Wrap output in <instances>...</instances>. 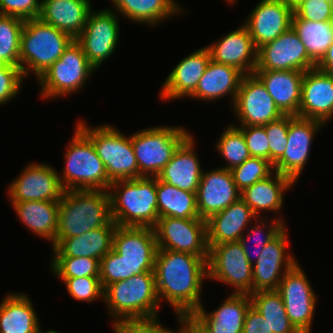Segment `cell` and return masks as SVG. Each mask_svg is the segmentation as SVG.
Returning a JSON list of instances; mask_svg holds the SVG:
<instances>
[{
  "label": "cell",
  "instance_id": "cell-33",
  "mask_svg": "<svg viewBox=\"0 0 333 333\" xmlns=\"http://www.w3.org/2000/svg\"><path fill=\"white\" fill-rule=\"evenodd\" d=\"M10 203L25 227L52 244L55 242L58 229L59 201Z\"/></svg>",
  "mask_w": 333,
  "mask_h": 333
},
{
  "label": "cell",
  "instance_id": "cell-55",
  "mask_svg": "<svg viewBox=\"0 0 333 333\" xmlns=\"http://www.w3.org/2000/svg\"><path fill=\"white\" fill-rule=\"evenodd\" d=\"M36 333H59V332L54 331V330H48L47 332H43V331H41V328H40V326H39V328H38V330H37Z\"/></svg>",
  "mask_w": 333,
  "mask_h": 333
},
{
  "label": "cell",
  "instance_id": "cell-8",
  "mask_svg": "<svg viewBox=\"0 0 333 333\" xmlns=\"http://www.w3.org/2000/svg\"><path fill=\"white\" fill-rule=\"evenodd\" d=\"M84 121L77 126L90 138L99 158L103 161L108 179L128 180L139 178V169L131 142V135L125 136L111 125L89 127Z\"/></svg>",
  "mask_w": 333,
  "mask_h": 333
},
{
  "label": "cell",
  "instance_id": "cell-31",
  "mask_svg": "<svg viewBox=\"0 0 333 333\" xmlns=\"http://www.w3.org/2000/svg\"><path fill=\"white\" fill-rule=\"evenodd\" d=\"M243 76L244 74L233 66L210 60L196 90L189 98L210 102L231 95L233 106Z\"/></svg>",
  "mask_w": 333,
  "mask_h": 333
},
{
  "label": "cell",
  "instance_id": "cell-34",
  "mask_svg": "<svg viewBox=\"0 0 333 333\" xmlns=\"http://www.w3.org/2000/svg\"><path fill=\"white\" fill-rule=\"evenodd\" d=\"M39 319L26 294L7 293L0 303V333H36Z\"/></svg>",
  "mask_w": 333,
  "mask_h": 333
},
{
  "label": "cell",
  "instance_id": "cell-53",
  "mask_svg": "<svg viewBox=\"0 0 333 333\" xmlns=\"http://www.w3.org/2000/svg\"><path fill=\"white\" fill-rule=\"evenodd\" d=\"M315 67L319 70L333 74V42Z\"/></svg>",
  "mask_w": 333,
  "mask_h": 333
},
{
  "label": "cell",
  "instance_id": "cell-27",
  "mask_svg": "<svg viewBox=\"0 0 333 333\" xmlns=\"http://www.w3.org/2000/svg\"><path fill=\"white\" fill-rule=\"evenodd\" d=\"M255 218L251 208L239 198L206 220L207 245L239 241Z\"/></svg>",
  "mask_w": 333,
  "mask_h": 333
},
{
  "label": "cell",
  "instance_id": "cell-3",
  "mask_svg": "<svg viewBox=\"0 0 333 333\" xmlns=\"http://www.w3.org/2000/svg\"><path fill=\"white\" fill-rule=\"evenodd\" d=\"M156 188L157 177L113 181L108 189L111 219L118 226L153 228L159 218Z\"/></svg>",
  "mask_w": 333,
  "mask_h": 333
},
{
  "label": "cell",
  "instance_id": "cell-13",
  "mask_svg": "<svg viewBox=\"0 0 333 333\" xmlns=\"http://www.w3.org/2000/svg\"><path fill=\"white\" fill-rule=\"evenodd\" d=\"M119 27V16L110 8L91 11L88 15L84 29L75 40L96 69L118 48Z\"/></svg>",
  "mask_w": 333,
  "mask_h": 333
},
{
  "label": "cell",
  "instance_id": "cell-48",
  "mask_svg": "<svg viewBox=\"0 0 333 333\" xmlns=\"http://www.w3.org/2000/svg\"><path fill=\"white\" fill-rule=\"evenodd\" d=\"M158 317L125 319L112 323L115 333H173L174 330L162 326Z\"/></svg>",
  "mask_w": 333,
  "mask_h": 333
},
{
  "label": "cell",
  "instance_id": "cell-35",
  "mask_svg": "<svg viewBox=\"0 0 333 333\" xmlns=\"http://www.w3.org/2000/svg\"><path fill=\"white\" fill-rule=\"evenodd\" d=\"M111 2L117 14L120 13L128 20L148 26H156L161 21L180 14L181 10L184 12L176 0H111Z\"/></svg>",
  "mask_w": 333,
  "mask_h": 333
},
{
  "label": "cell",
  "instance_id": "cell-25",
  "mask_svg": "<svg viewBox=\"0 0 333 333\" xmlns=\"http://www.w3.org/2000/svg\"><path fill=\"white\" fill-rule=\"evenodd\" d=\"M194 145V138L190 134L180 144L157 178L184 191L197 193L203 170L194 151Z\"/></svg>",
  "mask_w": 333,
  "mask_h": 333
},
{
  "label": "cell",
  "instance_id": "cell-39",
  "mask_svg": "<svg viewBox=\"0 0 333 333\" xmlns=\"http://www.w3.org/2000/svg\"><path fill=\"white\" fill-rule=\"evenodd\" d=\"M25 20L0 14V62L20 67L21 33Z\"/></svg>",
  "mask_w": 333,
  "mask_h": 333
},
{
  "label": "cell",
  "instance_id": "cell-43",
  "mask_svg": "<svg viewBox=\"0 0 333 333\" xmlns=\"http://www.w3.org/2000/svg\"><path fill=\"white\" fill-rule=\"evenodd\" d=\"M273 172V164L259 157H250L231 169L235 185L240 192L257 181L267 178Z\"/></svg>",
  "mask_w": 333,
  "mask_h": 333
},
{
  "label": "cell",
  "instance_id": "cell-7",
  "mask_svg": "<svg viewBox=\"0 0 333 333\" xmlns=\"http://www.w3.org/2000/svg\"><path fill=\"white\" fill-rule=\"evenodd\" d=\"M73 40L39 18L25 20L20 43V68L24 78L32 72L38 79Z\"/></svg>",
  "mask_w": 333,
  "mask_h": 333
},
{
  "label": "cell",
  "instance_id": "cell-51",
  "mask_svg": "<svg viewBox=\"0 0 333 333\" xmlns=\"http://www.w3.org/2000/svg\"><path fill=\"white\" fill-rule=\"evenodd\" d=\"M242 333H273L267 320L250 305L247 310Z\"/></svg>",
  "mask_w": 333,
  "mask_h": 333
},
{
  "label": "cell",
  "instance_id": "cell-22",
  "mask_svg": "<svg viewBox=\"0 0 333 333\" xmlns=\"http://www.w3.org/2000/svg\"><path fill=\"white\" fill-rule=\"evenodd\" d=\"M299 117L327 123L333 118V74L318 68L304 72Z\"/></svg>",
  "mask_w": 333,
  "mask_h": 333
},
{
  "label": "cell",
  "instance_id": "cell-11",
  "mask_svg": "<svg viewBox=\"0 0 333 333\" xmlns=\"http://www.w3.org/2000/svg\"><path fill=\"white\" fill-rule=\"evenodd\" d=\"M208 248V278L233 286V293H253V268L241 243L227 242Z\"/></svg>",
  "mask_w": 333,
  "mask_h": 333
},
{
  "label": "cell",
  "instance_id": "cell-14",
  "mask_svg": "<svg viewBox=\"0 0 333 333\" xmlns=\"http://www.w3.org/2000/svg\"><path fill=\"white\" fill-rule=\"evenodd\" d=\"M276 291L281 295L286 314L295 328L300 333H312L317 297L298 263L285 273Z\"/></svg>",
  "mask_w": 333,
  "mask_h": 333
},
{
  "label": "cell",
  "instance_id": "cell-32",
  "mask_svg": "<svg viewBox=\"0 0 333 333\" xmlns=\"http://www.w3.org/2000/svg\"><path fill=\"white\" fill-rule=\"evenodd\" d=\"M294 184L290 178L274 171V174L241 191L240 198L251 208L253 214L260 218L262 210L279 213L284 203L285 191Z\"/></svg>",
  "mask_w": 333,
  "mask_h": 333
},
{
  "label": "cell",
  "instance_id": "cell-12",
  "mask_svg": "<svg viewBox=\"0 0 333 333\" xmlns=\"http://www.w3.org/2000/svg\"><path fill=\"white\" fill-rule=\"evenodd\" d=\"M153 229L158 249L208 257L206 220L160 217Z\"/></svg>",
  "mask_w": 333,
  "mask_h": 333
},
{
  "label": "cell",
  "instance_id": "cell-29",
  "mask_svg": "<svg viewBox=\"0 0 333 333\" xmlns=\"http://www.w3.org/2000/svg\"><path fill=\"white\" fill-rule=\"evenodd\" d=\"M91 9L90 0H41L38 18L76 39Z\"/></svg>",
  "mask_w": 333,
  "mask_h": 333
},
{
  "label": "cell",
  "instance_id": "cell-19",
  "mask_svg": "<svg viewBox=\"0 0 333 333\" xmlns=\"http://www.w3.org/2000/svg\"><path fill=\"white\" fill-rule=\"evenodd\" d=\"M284 228L264 247L257 261L253 263V293L256 291L277 290L286 272L298 262L290 252L288 232Z\"/></svg>",
  "mask_w": 333,
  "mask_h": 333
},
{
  "label": "cell",
  "instance_id": "cell-4",
  "mask_svg": "<svg viewBox=\"0 0 333 333\" xmlns=\"http://www.w3.org/2000/svg\"><path fill=\"white\" fill-rule=\"evenodd\" d=\"M111 220L108 190H67L59 200L56 238H72Z\"/></svg>",
  "mask_w": 333,
  "mask_h": 333
},
{
  "label": "cell",
  "instance_id": "cell-46",
  "mask_svg": "<svg viewBox=\"0 0 333 333\" xmlns=\"http://www.w3.org/2000/svg\"><path fill=\"white\" fill-rule=\"evenodd\" d=\"M293 16L314 22L333 21V2L330 0H304L293 9Z\"/></svg>",
  "mask_w": 333,
  "mask_h": 333
},
{
  "label": "cell",
  "instance_id": "cell-49",
  "mask_svg": "<svg viewBox=\"0 0 333 333\" xmlns=\"http://www.w3.org/2000/svg\"><path fill=\"white\" fill-rule=\"evenodd\" d=\"M244 136L251 157L269 161V141L264 126H236Z\"/></svg>",
  "mask_w": 333,
  "mask_h": 333
},
{
  "label": "cell",
  "instance_id": "cell-17",
  "mask_svg": "<svg viewBox=\"0 0 333 333\" xmlns=\"http://www.w3.org/2000/svg\"><path fill=\"white\" fill-rule=\"evenodd\" d=\"M324 125L319 120L289 115L287 148L273 165L274 171L296 182L308 162L313 138Z\"/></svg>",
  "mask_w": 333,
  "mask_h": 333
},
{
  "label": "cell",
  "instance_id": "cell-47",
  "mask_svg": "<svg viewBox=\"0 0 333 333\" xmlns=\"http://www.w3.org/2000/svg\"><path fill=\"white\" fill-rule=\"evenodd\" d=\"M24 76L21 68L9 64L0 67V105L14 99L21 90Z\"/></svg>",
  "mask_w": 333,
  "mask_h": 333
},
{
  "label": "cell",
  "instance_id": "cell-1",
  "mask_svg": "<svg viewBox=\"0 0 333 333\" xmlns=\"http://www.w3.org/2000/svg\"><path fill=\"white\" fill-rule=\"evenodd\" d=\"M208 257L158 249L154 274L159 302L165 299L176 314H191L202 305L203 280L208 278Z\"/></svg>",
  "mask_w": 333,
  "mask_h": 333
},
{
  "label": "cell",
  "instance_id": "cell-52",
  "mask_svg": "<svg viewBox=\"0 0 333 333\" xmlns=\"http://www.w3.org/2000/svg\"><path fill=\"white\" fill-rule=\"evenodd\" d=\"M180 329L175 333H210L206 326L193 314H176Z\"/></svg>",
  "mask_w": 333,
  "mask_h": 333
},
{
  "label": "cell",
  "instance_id": "cell-23",
  "mask_svg": "<svg viewBox=\"0 0 333 333\" xmlns=\"http://www.w3.org/2000/svg\"><path fill=\"white\" fill-rule=\"evenodd\" d=\"M216 42L206 46L211 60L233 66L244 75L254 73L258 49L244 24Z\"/></svg>",
  "mask_w": 333,
  "mask_h": 333
},
{
  "label": "cell",
  "instance_id": "cell-5",
  "mask_svg": "<svg viewBox=\"0 0 333 333\" xmlns=\"http://www.w3.org/2000/svg\"><path fill=\"white\" fill-rule=\"evenodd\" d=\"M103 301L113 323L157 317L160 306L154 272L134 275L104 288Z\"/></svg>",
  "mask_w": 333,
  "mask_h": 333
},
{
  "label": "cell",
  "instance_id": "cell-44",
  "mask_svg": "<svg viewBox=\"0 0 333 333\" xmlns=\"http://www.w3.org/2000/svg\"><path fill=\"white\" fill-rule=\"evenodd\" d=\"M263 126L269 141V161L274 165L287 148L289 115H283Z\"/></svg>",
  "mask_w": 333,
  "mask_h": 333
},
{
  "label": "cell",
  "instance_id": "cell-45",
  "mask_svg": "<svg viewBox=\"0 0 333 333\" xmlns=\"http://www.w3.org/2000/svg\"><path fill=\"white\" fill-rule=\"evenodd\" d=\"M64 283L75 300L92 303L100 297L103 299L104 289L99 277L67 278Z\"/></svg>",
  "mask_w": 333,
  "mask_h": 333
},
{
  "label": "cell",
  "instance_id": "cell-40",
  "mask_svg": "<svg viewBox=\"0 0 333 333\" xmlns=\"http://www.w3.org/2000/svg\"><path fill=\"white\" fill-rule=\"evenodd\" d=\"M226 127L215 144V148L227 162L226 166L220 168L231 170L233 167L242 164L251 155L243 133L234 124H229Z\"/></svg>",
  "mask_w": 333,
  "mask_h": 333
},
{
  "label": "cell",
  "instance_id": "cell-30",
  "mask_svg": "<svg viewBox=\"0 0 333 333\" xmlns=\"http://www.w3.org/2000/svg\"><path fill=\"white\" fill-rule=\"evenodd\" d=\"M250 305L249 294L232 292L213 312L208 314L202 304L193 314L210 333H242L245 316Z\"/></svg>",
  "mask_w": 333,
  "mask_h": 333
},
{
  "label": "cell",
  "instance_id": "cell-36",
  "mask_svg": "<svg viewBox=\"0 0 333 333\" xmlns=\"http://www.w3.org/2000/svg\"><path fill=\"white\" fill-rule=\"evenodd\" d=\"M156 191L159 218H200L195 192L184 191L158 178Z\"/></svg>",
  "mask_w": 333,
  "mask_h": 333
},
{
  "label": "cell",
  "instance_id": "cell-54",
  "mask_svg": "<svg viewBox=\"0 0 333 333\" xmlns=\"http://www.w3.org/2000/svg\"><path fill=\"white\" fill-rule=\"evenodd\" d=\"M289 7L294 9L297 5H299L304 0H283Z\"/></svg>",
  "mask_w": 333,
  "mask_h": 333
},
{
  "label": "cell",
  "instance_id": "cell-15",
  "mask_svg": "<svg viewBox=\"0 0 333 333\" xmlns=\"http://www.w3.org/2000/svg\"><path fill=\"white\" fill-rule=\"evenodd\" d=\"M316 64L309 58L305 46L292 26L273 41L258 48L254 71H307Z\"/></svg>",
  "mask_w": 333,
  "mask_h": 333
},
{
  "label": "cell",
  "instance_id": "cell-41",
  "mask_svg": "<svg viewBox=\"0 0 333 333\" xmlns=\"http://www.w3.org/2000/svg\"><path fill=\"white\" fill-rule=\"evenodd\" d=\"M279 217V218H278ZM277 218V219H276ZM276 218H274L272 220V222L270 223L271 225H266L268 224L267 221L261 217V220L258 218L255 219V223L258 222L257 225L253 224V227H248L247 230H249L248 235H246L245 233L241 236L239 242L242 245L243 251L248 259V261L253 265V263H255L258 259V257L260 256V253L263 250V247L270 242L272 239H274L284 228H285V224L283 221V218H281L280 216H277ZM263 219V220H262ZM260 220V221H259ZM268 226V228H267ZM267 228V229H265ZM265 230V231H264ZM262 233V234H261ZM247 236V237H246ZM260 237L259 239L257 238L256 240H252V237L255 239L256 237ZM253 241V243H255V251L253 252L255 258H252V252H250L251 250H249V245H248V241ZM254 260V262H253Z\"/></svg>",
  "mask_w": 333,
  "mask_h": 333
},
{
  "label": "cell",
  "instance_id": "cell-10",
  "mask_svg": "<svg viewBox=\"0 0 333 333\" xmlns=\"http://www.w3.org/2000/svg\"><path fill=\"white\" fill-rule=\"evenodd\" d=\"M95 70L74 39L60 58L38 78L40 94L44 99H54L76 93Z\"/></svg>",
  "mask_w": 333,
  "mask_h": 333
},
{
  "label": "cell",
  "instance_id": "cell-18",
  "mask_svg": "<svg viewBox=\"0 0 333 333\" xmlns=\"http://www.w3.org/2000/svg\"><path fill=\"white\" fill-rule=\"evenodd\" d=\"M58 171L44 163H29L8 186L11 202L59 201L64 193Z\"/></svg>",
  "mask_w": 333,
  "mask_h": 333
},
{
  "label": "cell",
  "instance_id": "cell-9",
  "mask_svg": "<svg viewBox=\"0 0 333 333\" xmlns=\"http://www.w3.org/2000/svg\"><path fill=\"white\" fill-rule=\"evenodd\" d=\"M189 135L190 132L180 126L150 127L131 134L139 178L157 177Z\"/></svg>",
  "mask_w": 333,
  "mask_h": 333
},
{
  "label": "cell",
  "instance_id": "cell-56",
  "mask_svg": "<svg viewBox=\"0 0 333 333\" xmlns=\"http://www.w3.org/2000/svg\"><path fill=\"white\" fill-rule=\"evenodd\" d=\"M225 1H227V2L230 3V4H233V3H235L237 0H225Z\"/></svg>",
  "mask_w": 333,
  "mask_h": 333
},
{
  "label": "cell",
  "instance_id": "cell-2",
  "mask_svg": "<svg viewBox=\"0 0 333 333\" xmlns=\"http://www.w3.org/2000/svg\"><path fill=\"white\" fill-rule=\"evenodd\" d=\"M157 250L153 228L117 225L112 250L100 260L99 278L103 289L134 275L154 272Z\"/></svg>",
  "mask_w": 333,
  "mask_h": 333
},
{
  "label": "cell",
  "instance_id": "cell-16",
  "mask_svg": "<svg viewBox=\"0 0 333 333\" xmlns=\"http://www.w3.org/2000/svg\"><path fill=\"white\" fill-rule=\"evenodd\" d=\"M233 110L241 123L239 126H263L283 116L254 73L242 77Z\"/></svg>",
  "mask_w": 333,
  "mask_h": 333
},
{
  "label": "cell",
  "instance_id": "cell-20",
  "mask_svg": "<svg viewBox=\"0 0 333 333\" xmlns=\"http://www.w3.org/2000/svg\"><path fill=\"white\" fill-rule=\"evenodd\" d=\"M293 9L283 0H261L245 19L255 47L273 41L292 26Z\"/></svg>",
  "mask_w": 333,
  "mask_h": 333
},
{
  "label": "cell",
  "instance_id": "cell-26",
  "mask_svg": "<svg viewBox=\"0 0 333 333\" xmlns=\"http://www.w3.org/2000/svg\"><path fill=\"white\" fill-rule=\"evenodd\" d=\"M116 223L111 219L105 226L72 238H55L53 257H89L101 260L112 250Z\"/></svg>",
  "mask_w": 333,
  "mask_h": 333
},
{
  "label": "cell",
  "instance_id": "cell-24",
  "mask_svg": "<svg viewBox=\"0 0 333 333\" xmlns=\"http://www.w3.org/2000/svg\"><path fill=\"white\" fill-rule=\"evenodd\" d=\"M210 60V51L202 47L179 61L162 85L161 100L189 97L196 90Z\"/></svg>",
  "mask_w": 333,
  "mask_h": 333
},
{
  "label": "cell",
  "instance_id": "cell-37",
  "mask_svg": "<svg viewBox=\"0 0 333 333\" xmlns=\"http://www.w3.org/2000/svg\"><path fill=\"white\" fill-rule=\"evenodd\" d=\"M292 28L305 46L309 58L317 64L333 42V21L314 22L292 16Z\"/></svg>",
  "mask_w": 333,
  "mask_h": 333
},
{
  "label": "cell",
  "instance_id": "cell-38",
  "mask_svg": "<svg viewBox=\"0 0 333 333\" xmlns=\"http://www.w3.org/2000/svg\"><path fill=\"white\" fill-rule=\"evenodd\" d=\"M249 295L251 305L267 320L273 333H300L288 318L282 297L276 290Z\"/></svg>",
  "mask_w": 333,
  "mask_h": 333
},
{
  "label": "cell",
  "instance_id": "cell-21",
  "mask_svg": "<svg viewBox=\"0 0 333 333\" xmlns=\"http://www.w3.org/2000/svg\"><path fill=\"white\" fill-rule=\"evenodd\" d=\"M231 170L215 168L202 173L196 193L199 217L207 220L240 198Z\"/></svg>",
  "mask_w": 333,
  "mask_h": 333
},
{
  "label": "cell",
  "instance_id": "cell-28",
  "mask_svg": "<svg viewBox=\"0 0 333 333\" xmlns=\"http://www.w3.org/2000/svg\"><path fill=\"white\" fill-rule=\"evenodd\" d=\"M283 115L298 116L303 71H254Z\"/></svg>",
  "mask_w": 333,
  "mask_h": 333
},
{
  "label": "cell",
  "instance_id": "cell-50",
  "mask_svg": "<svg viewBox=\"0 0 333 333\" xmlns=\"http://www.w3.org/2000/svg\"><path fill=\"white\" fill-rule=\"evenodd\" d=\"M41 0H0V14L23 20L38 18Z\"/></svg>",
  "mask_w": 333,
  "mask_h": 333
},
{
  "label": "cell",
  "instance_id": "cell-6",
  "mask_svg": "<svg viewBox=\"0 0 333 333\" xmlns=\"http://www.w3.org/2000/svg\"><path fill=\"white\" fill-rule=\"evenodd\" d=\"M72 140L67 145L65 166L58 175L65 191L67 190H108L105 165L99 158L90 138L76 125Z\"/></svg>",
  "mask_w": 333,
  "mask_h": 333
},
{
  "label": "cell",
  "instance_id": "cell-42",
  "mask_svg": "<svg viewBox=\"0 0 333 333\" xmlns=\"http://www.w3.org/2000/svg\"><path fill=\"white\" fill-rule=\"evenodd\" d=\"M51 270L63 282L67 278L99 277L100 260L89 257H53Z\"/></svg>",
  "mask_w": 333,
  "mask_h": 333
}]
</instances>
